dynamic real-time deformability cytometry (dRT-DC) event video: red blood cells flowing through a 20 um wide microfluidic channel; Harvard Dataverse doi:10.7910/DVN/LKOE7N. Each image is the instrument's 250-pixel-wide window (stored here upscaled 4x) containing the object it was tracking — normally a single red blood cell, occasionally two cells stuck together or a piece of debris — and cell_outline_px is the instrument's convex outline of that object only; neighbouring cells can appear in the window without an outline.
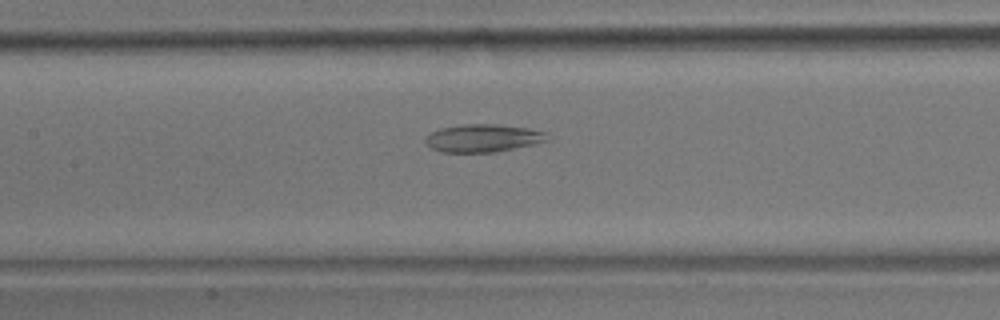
{"species": "common noctule bat (a hibernating species)", "species_latin": "Nyctalus noctula", "temperature_condition": "room temperature", "stored_images_in_passage": 58, "camera_frame_rate_fps": 3000, "um_per_image_px": 0.085, "animal": {"sex": "male", "body_mass_g": 17.9}, "frame": {"image": 1, "passage_image": 27, "time_ms": 8.667, "image_size_px": [1000, 320], "cell_outline_px": [[548, 140], [532, 144], [496, 152], [440, 152], [432, 148], [424, 140], [432, 132], [440, 128], [460, 124], [496, 124], [528, 128], [548, 132]], "centroid_in_image_um": [41.07, 11.73], "position_along_channel_um": 166.3, "area_um2": 19.65}}
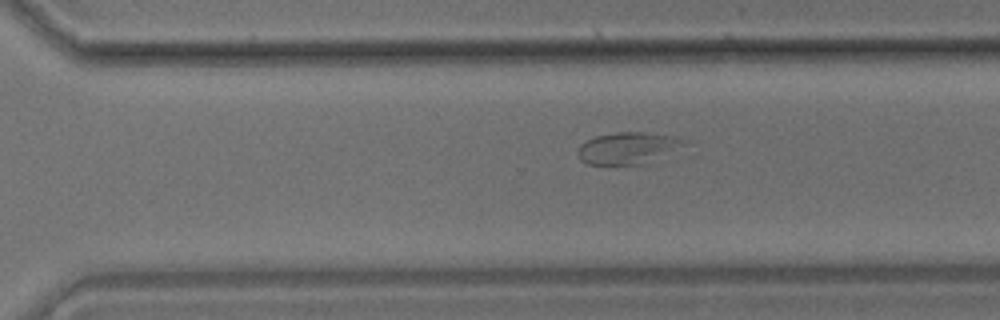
{"frame": {"image": 2, "passage_image": 40, "time_ms": 13.0, "image_size_px": [1000, 320], "cell_outline_px": [[692, 140], [684, 144], [640, 164], [588, 164], [580, 160], [576, 152], [580, 144], [596, 136], [616, 132], [644, 132], [676, 136]], "centroid_in_image_um": [53.3, 12.55], "position_along_channel_um": 317.3, "area_um2": 19.19}}
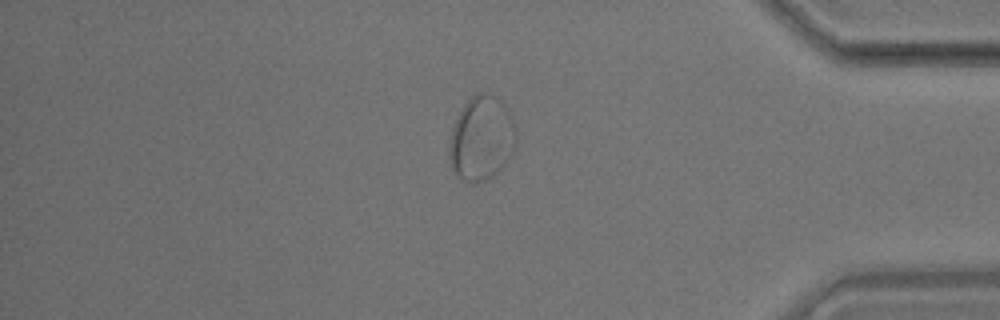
{"frame": {"image": 3, "passage_image": 49, "time_ms": 16.0, "image_size_px": [1000, 320], "cell_outline_px": [[516, 148], [504, 164], [492, 176], [484, 180], [460, 180], [456, 176], [452, 168], [448, 156], [448, 144], [452, 124], [464, 104], [472, 96], [480, 92], [492, 96], [504, 104], [508, 108], [516, 124]], "centroid_in_image_um": [40.92, 11.75], "position_along_channel_um": 394.3, "area_um2": 33.0}}